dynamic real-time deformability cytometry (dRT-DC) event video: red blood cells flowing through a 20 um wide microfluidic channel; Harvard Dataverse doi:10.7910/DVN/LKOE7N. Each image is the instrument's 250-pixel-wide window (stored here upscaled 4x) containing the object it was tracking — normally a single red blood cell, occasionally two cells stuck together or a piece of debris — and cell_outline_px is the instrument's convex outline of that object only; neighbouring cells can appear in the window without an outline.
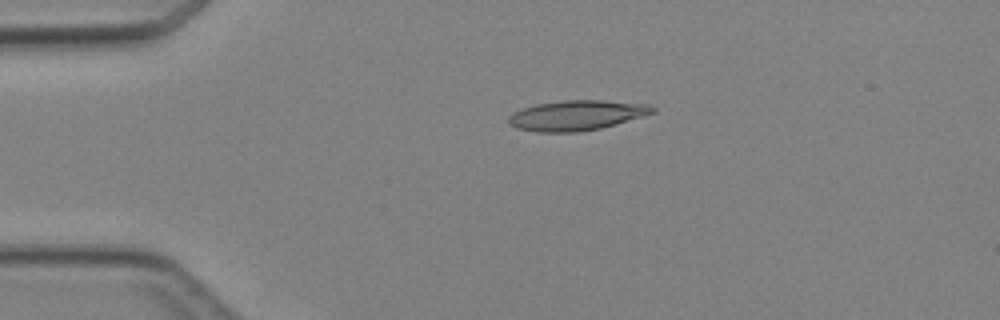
{"species": "Egyptian fruit bat (a non-hibernating species)", "species_latin": "Rousettus aegyptiacus", "temperature_condition": "cold", "stored_images_in_passage": 3, "camera_frame_rate_fps": 3000, "um_per_image_px": 0.085, "animal": {"sex": "female"}, "frame": {"image": 1, "passage_image": 2, "time_ms": 2.0, "image_size_px": [1000, 320], "cell_outline_px": [[656, 112], [616, 124], [600, 128], [580, 132], [536, 132], [516, 128], [508, 124], [508, 116], [512, 112], [536, 104], [564, 100], [600, 100], [648, 104], [656, 108]], "centroid_in_image_um": [48.99, 9.81], "position_along_channel_um": 36.0, "area_um2": 25.32}}